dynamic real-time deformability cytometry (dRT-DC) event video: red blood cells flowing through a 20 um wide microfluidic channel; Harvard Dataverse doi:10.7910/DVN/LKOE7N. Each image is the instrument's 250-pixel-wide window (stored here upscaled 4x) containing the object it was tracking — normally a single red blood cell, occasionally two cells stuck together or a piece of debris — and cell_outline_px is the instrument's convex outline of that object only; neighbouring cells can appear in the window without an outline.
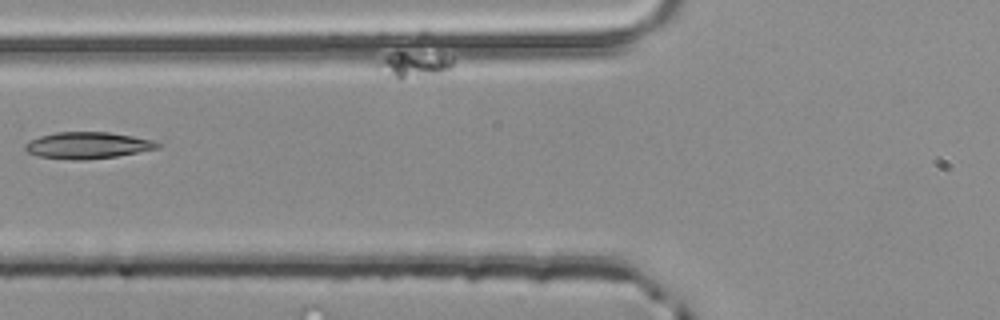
{"species": "common noctule bat (a hibernating species)", "species_latin": "Nyctalus noctula", "temperature_condition": "room temperature", "stored_images_in_passage": 7, "camera_frame_rate_fps": 3000, "um_per_image_px": 0.085, "animal": {"sex": "male", "body_mass_g": 20.4}, "frame": {"image": 1, "passage_image": 3, "time_ms": 0.667, "image_size_px": [1000, 320], "cell_outline_px": [[160, 148], [116, 156], [80, 160], [72, 160], [40, 156], [28, 152], [24, 148], [24, 144], [28, 140], [40, 136], [56, 132], [108, 132], [132, 136], [152, 140], [160, 144]], "centroid_in_image_um": [7.42, 12.35], "position_along_channel_um": 118.4, "area_um2": 20.35}}